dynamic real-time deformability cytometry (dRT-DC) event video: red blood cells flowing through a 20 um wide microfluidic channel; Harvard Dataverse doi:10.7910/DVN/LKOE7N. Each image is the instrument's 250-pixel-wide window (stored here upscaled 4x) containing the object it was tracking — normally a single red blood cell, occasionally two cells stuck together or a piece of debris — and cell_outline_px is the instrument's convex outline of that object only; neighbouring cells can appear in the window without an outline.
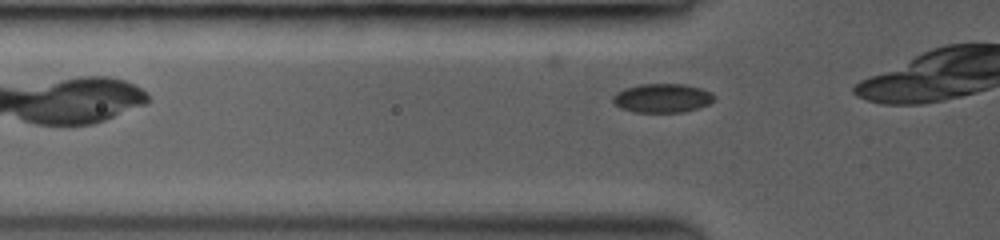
{"species": "common noctule bat (a hibernating species)", "species_latin": "Nyctalus noctula", "temperature_condition": "room temperature", "stored_images_in_passage": 3, "camera_frame_rate_fps": 3000, "um_per_image_px": 0.085, "animal": {"sex": "female", "body_mass_g": 19.0, "forearm_length_mm": 53.3}, "frame": {"image": 1, "passage_image": 3, "time_ms": 1.333, "image_size_px": [1000, 240], "cell_outline_px": [[716, 96], [708, 104], [700, 108], [684, 112], [632, 112], [620, 108], [612, 100], [612, 96], [616, 92], [624, 88], [640, 84], [684, 84], [700, 88], [712, 92]], "centroid_in_image_um": [56.29, 8.34], "position_along_channel_um": 69.5, "area_um2": 17.22}}